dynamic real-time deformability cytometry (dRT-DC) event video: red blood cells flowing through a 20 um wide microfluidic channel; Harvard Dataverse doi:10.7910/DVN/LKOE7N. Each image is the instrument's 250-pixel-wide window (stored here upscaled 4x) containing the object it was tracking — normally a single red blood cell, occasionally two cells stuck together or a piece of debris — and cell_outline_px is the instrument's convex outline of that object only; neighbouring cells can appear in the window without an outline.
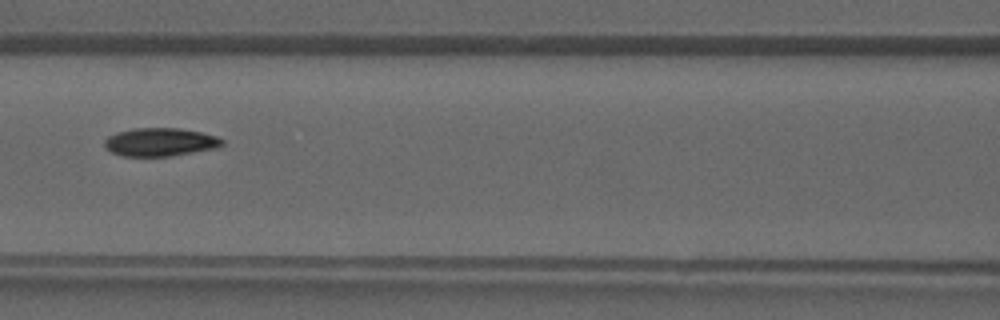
{"species": "common noctule bat (a hibernating species)", "species_latin": "Nyctalus noctula", "temperature_condition": "warm", "stored_images_in_passage": 32, "camera_frame_rate_fps": 3000, "um_per_image_px": 0.085, "animal": {"sex": "male", "forearm_length_mm": 52.5}, "frame": {"image": 1, "passage_image": 9, "time_ms": 2.667, "image_size_px": [1000, 320], "cell_outline_px": [[224, 144], [216, 148], [172, 156], [124, 156], [112, 152], [104, 144], [104, 140], [108, 136], [116, 132], [136, 128], [180, 128], [200, 132], [216, 136], [224, 140]], "centroid_in_image_um": [13.63, 12.07], "position_along_channel_um": 153.0, "area_um2": 19.31}}
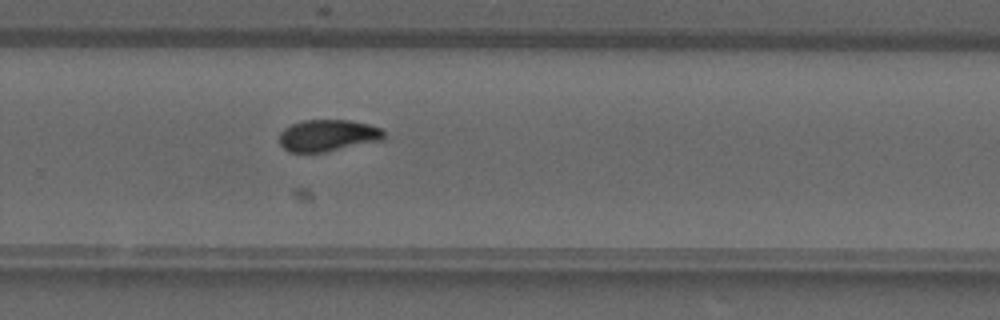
{"frame": {"image": 2, "passage_image": 18, "time_ms": 5.667, "image_size_px": [1000, 320], "cell_outline_px": [[384, 136], [380, 140], [324, 152], [288, 152], [280, 144], [280, 132], [284, 128], [292, 124], [304, 120], [348, 120], [368, 124], [380, 128], [384, 132]], "centroid_in_image_um": [27.82, 11.51], "position_along_channel_um": 302.0, "area_um2": 19.07}}
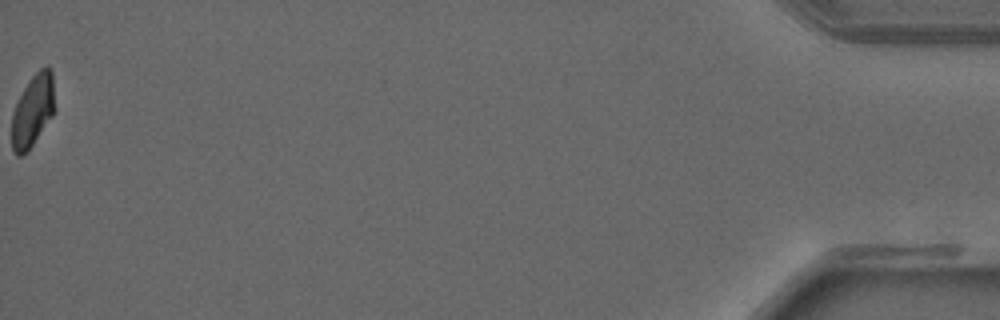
{"frame": {"image": 3, "passage_image": 32, "time_ms": 10.333, "image_size_px": [1000, 320], "cell_outline_px": [[56, 108], [52, 116], [32, 144], [20, 156], [16, 156], [12, 152], [12, 112], [24, 88], [32, 76], [40, 68], [48, 64], [52, 68]], "centroid_in_image_um": [2.81, 9.34], "position_along_channel_um": 432.4, "area_um2": 18.15}}